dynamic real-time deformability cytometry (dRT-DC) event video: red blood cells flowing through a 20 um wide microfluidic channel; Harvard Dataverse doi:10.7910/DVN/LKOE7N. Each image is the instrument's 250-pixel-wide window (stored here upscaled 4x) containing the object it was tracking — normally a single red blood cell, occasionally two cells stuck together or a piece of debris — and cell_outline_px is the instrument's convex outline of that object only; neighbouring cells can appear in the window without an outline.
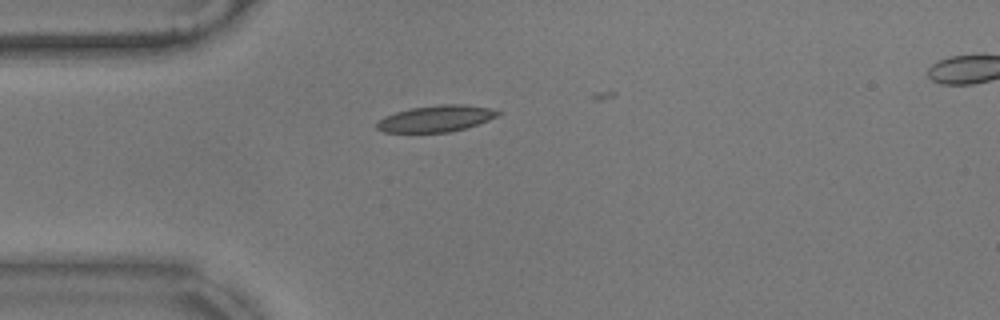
{"species": "common noctule bat (a hibernating species)", "species_latin": "Nyctalus noctula", "temperature_condition": "warm", "stored_images_in_passage": 7, "camera_frame_rate_fps": 3000, "um_per_image_px": 0.085, "animal": {"sex": "male", "body_mass_g": 17.9}, "frame": {"image": 1, "passage_image": 1, "time_ms": 0.0, "image_size_px": [1000, 320], "cell_outline_px": [[500, 112], [496, 116], [488, 120], [464, 128], [448, 132], [384, 132], [376, 128], [376, 124], [384, 116], [408, 108], [440, 104], [464, 104], [488, 108]], "centroid_in_image_um": [37.01, 10.07], "position_along_channel_um": 48.0, "area_um2": 18.38}}